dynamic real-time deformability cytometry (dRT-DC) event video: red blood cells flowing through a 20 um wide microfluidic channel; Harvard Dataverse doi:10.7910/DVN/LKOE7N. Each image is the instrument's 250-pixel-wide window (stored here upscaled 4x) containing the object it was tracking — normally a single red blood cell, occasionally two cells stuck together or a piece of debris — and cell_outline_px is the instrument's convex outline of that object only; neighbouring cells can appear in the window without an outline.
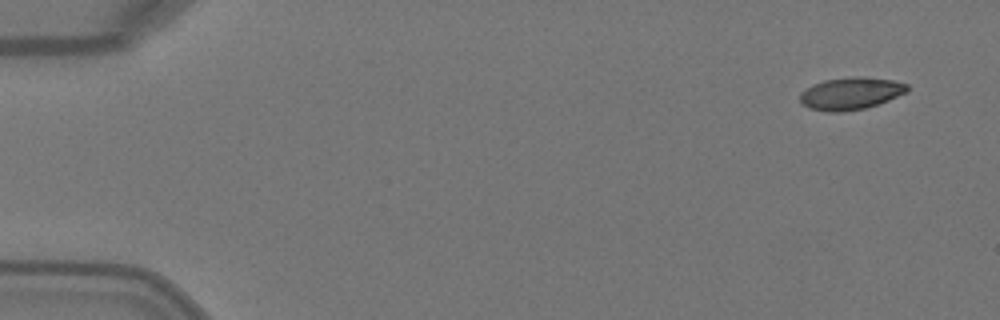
{"species": "Egyptian fruit bat (a non-hibernating species)", "species_latin": "Rousettus aegyptiacus", "temperature_condition": "warm", "stored_images_in_passage": 6, "camera_frame_rate_fps": 3000, "um_per_image_px": 0.085, "animal": {"sex": "female"}, "frame": {"image": 1, "passage_image": 1, "time_ms": 0.0, "image_size_px": [1000, 320], "cell_outline_px": [[908, 92], [888, 100], [864, 108], [844, 112], [828, 112], [808, 108], [800, 100], [800, 92], [812, 84], [824, 80], [852, 76], [860, 76], [892, 80], [908, 84]], "centroid_in_image_um": [72.3, 7.94], "position_along_channel_um": 12.7, "area_um2": 20.23}}
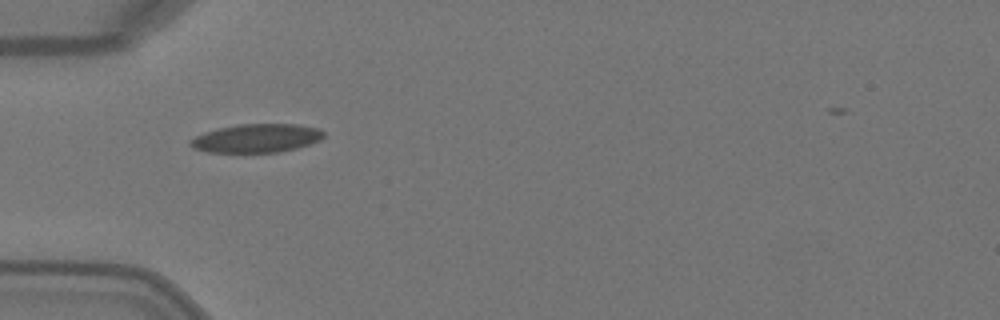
{"frame": {"image": 2, "passage_image": 4, "time_ms": 1.0, "image_size_px": [1000, 320], "cell_outline_px": [[324, 136], [320, 140], [296, 148], [280, 152], [208, 152], [192, 148], [188, 144], [188, 140], [204, 132], [236, 124], [296, 124], [320, 128], [324, 132]], "centroid_in_image_um": [21.79, 11.74], "position_along_channel_um": 63.2, "area_um2": 22.25}}
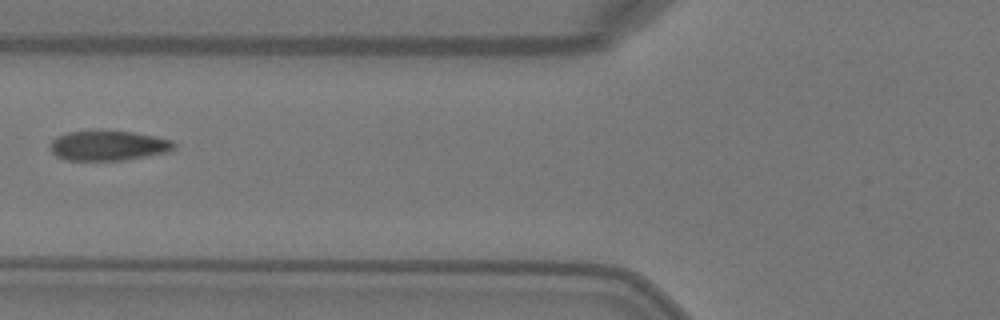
{"frame": {"image": 3, "passage_image": 5, "time_ms": 1.333, "image_size_px": [1000, 320], "cell_outline_px": [[176, 148], [168, 152], [124, 160], [68, 160], [56, 156], [52, 152], [52, 140], [56, 136], [68, 132], [132, 132], [156, 136], [172, 140], [176, 144]], "centroid_in_image_um": [9.26, 12.39], "position_along_channel_um": 116.5, "area_um2": 21.21}}